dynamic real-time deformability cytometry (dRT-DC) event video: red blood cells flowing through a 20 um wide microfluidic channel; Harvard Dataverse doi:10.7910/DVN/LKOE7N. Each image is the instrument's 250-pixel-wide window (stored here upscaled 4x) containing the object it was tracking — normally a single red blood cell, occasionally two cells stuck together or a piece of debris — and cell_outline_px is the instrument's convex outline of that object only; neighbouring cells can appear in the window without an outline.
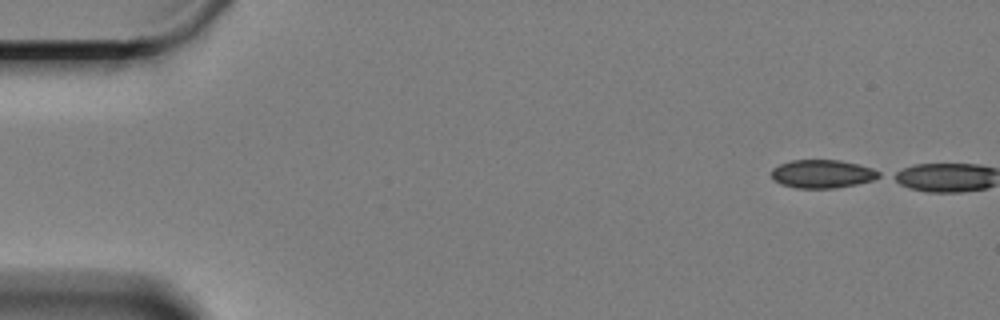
{"species": "Egyptian fruit bat (a non-hibernating species)", "species_latin": "Rousettus aegyptiacus", "temperature_condition": "cold", "stored_images_in_passage": 3, "camera_frame_rate_fps": 3000, "um_per_image_px": 0.085, "animal": {"sex": "female"}, "frame": {"image": 1, "passage_image": 1, "time_ms": 0.0, "image_size_px": [1000, 320], "cell_outline_px": [[880, 176], [872, 180], [856, 184], [832, 188], [796, 188], [780, 184], [772, 176], [772, 168], [780, 164], [792, 160], [840, 160], [872, 168], [880, 172]], "centroid_in_image_um": [69.88, 14.78], "position_along_channel_um": 15.1, "area_um2": 17.51}}